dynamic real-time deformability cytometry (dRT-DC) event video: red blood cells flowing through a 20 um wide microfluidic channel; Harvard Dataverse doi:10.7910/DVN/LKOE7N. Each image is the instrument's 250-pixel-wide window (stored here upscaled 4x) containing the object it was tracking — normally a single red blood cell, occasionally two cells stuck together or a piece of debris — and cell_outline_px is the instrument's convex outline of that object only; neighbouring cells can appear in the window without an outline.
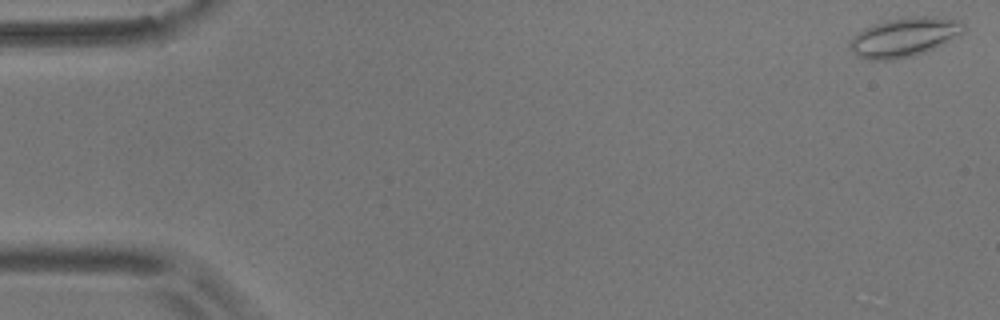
{"species": "common noctule bat (a hibernating species)", "species_latin": "Nyctalus noctula", "temperature_condition": "room temperature", "stored_images_in_passage": 55, "camera_frame_rate_fps": 3000, "um_per_image_px": 0.085, "animal": {"sex": "male", "body_mass_g": 17.9}, "frame": {"image": 1, "passage_image": 1, "time_ms": 0.0, "image_size_px": [1000, 320], "cell_outline_px": [[964, 28], [960, 32], [948, 40], [924, 52], [912, 56], [892, 60], [868, 60], [856, 56], [848, 48], [852, 36], [856, 32], [872, 24], [888, 20], [912, 16], [936, 16], [960, 20], [964, 24]], "centroid_in_image_um": [76.77, 3.15], "position_along_channel_um": 8.2, "area_um2": 25.84}}
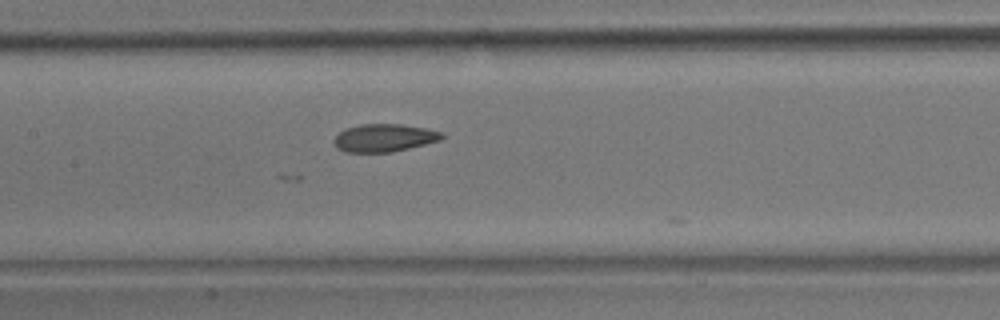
{"frame": {"image": 2, "passage_image": 26, "time_ms": 8.333, "image_size_px": [1000, 320], "cell_outline_px": [[444, 136], [440, 140], [392, 152], [344, 152], [336, 148], [332, 140], [340, 132], [348, 128], [360, 124], [400, 124], [424, 128], [444, 132]], "centroid_in_image_um": [32.63, 11.72], "position_along_channel_um": 174.8, "area_um2": 17.4}}
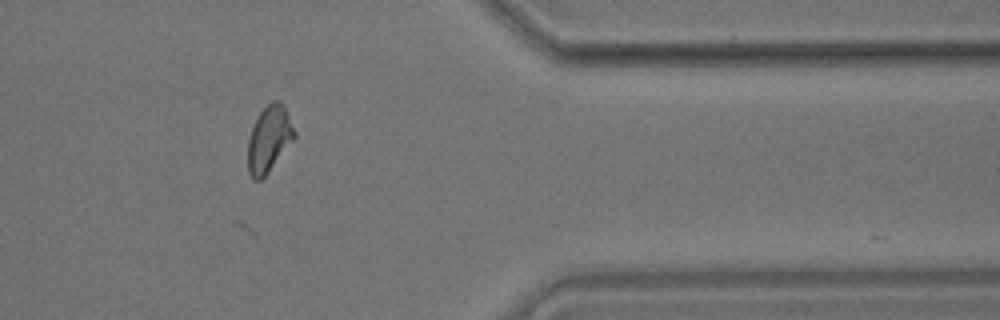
{"frame": {"image": 3, "passage_image": 45, "time_ms": 14.667, "image_size_px": [1000, 320], "cell_outline_px": [[296, 136], [268, 172], [260, 180], [252, 180], [248, 172], [248, 140], [252, 128], [260, 112], [272, 100], [280, 100], [284, 104], [296, 132]], "centroid_in_image_um": [22.87, 11.8], "position_along_channel_um": 388.5, "area_um2": 17.86}}